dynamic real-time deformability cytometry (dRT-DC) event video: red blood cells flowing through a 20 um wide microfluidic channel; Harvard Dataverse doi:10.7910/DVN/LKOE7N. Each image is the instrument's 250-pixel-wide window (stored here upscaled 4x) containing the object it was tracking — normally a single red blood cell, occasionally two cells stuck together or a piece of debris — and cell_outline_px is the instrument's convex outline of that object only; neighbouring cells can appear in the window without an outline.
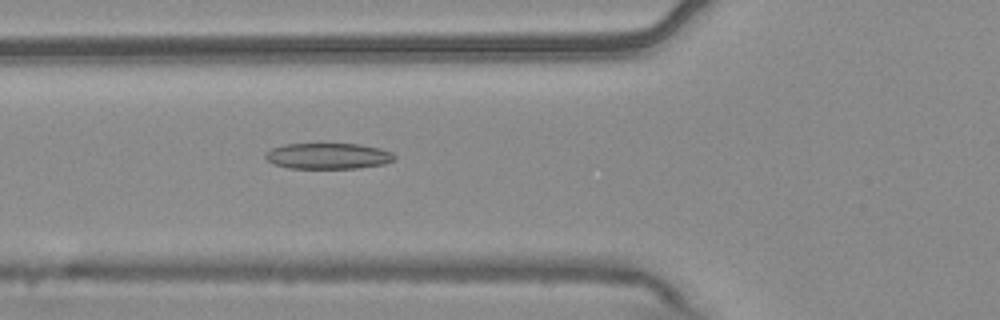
{"species": "common noctule bat (a hibernating species)", "species_latin": "Nyctalus noctula", "temperature_condition": "warm", "stored_images_in_passage": 3, "camera_frame_rate_fps": 3000, "um_per_image_px": 0.085, "animal": {"sex": "male", "body_mass_g": 20.4}, "frame": {"image": 1, "passage_image": 3, "time_ms": 0.667, "image_size_px": [1000, 320], "cell_outline_px": [[396, 156], [392, 160], [384, 164], [356, 168], [288, 168], [272, 164], [264, 156], [264, 152], [272, 148], [284, 144], [360, 144], [380, 148], [392, 152]], "centroid_in_image_um": [27.85, 13.26], "position_along_channel_um": 97.9, "area_um2": 19.54}}